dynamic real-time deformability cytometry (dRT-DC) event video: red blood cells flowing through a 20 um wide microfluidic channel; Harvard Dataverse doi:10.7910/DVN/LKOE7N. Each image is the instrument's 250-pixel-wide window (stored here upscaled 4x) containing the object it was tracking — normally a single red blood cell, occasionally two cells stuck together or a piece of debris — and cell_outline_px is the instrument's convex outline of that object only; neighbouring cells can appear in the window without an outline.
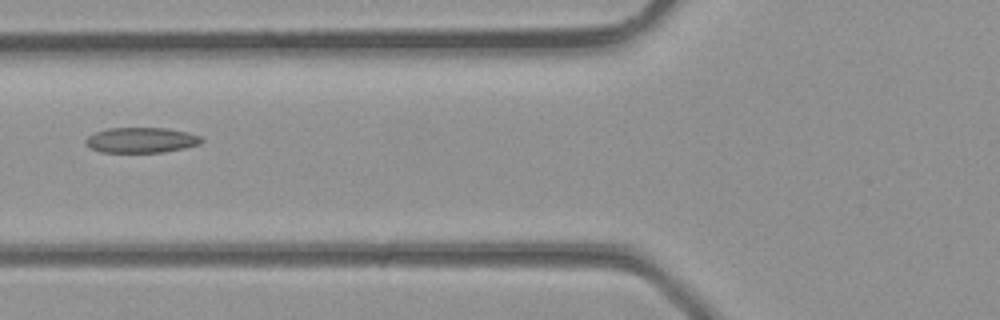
{"species": "common noctule bat (a hibernating species)", "species_latin": "Nyctalus noctula", "temperature_condition": "room temperature", "stored_images_in_passage": 6, "camera_frame_rate_fps": 3000, "um_per_image_px": 0.085, "animal": {"sex": "male", "body_mass_g": 23.1, "forearm_length_mm": 52.7}, "frame": {"image": 1, "passage_image": 6, "time_ms": 1.667, "image_size_px": [1000, 320], "cell_outline_px": [[204, 140], [200, 144], [184, 148], [164, 152], [100, 152], [84, 144], [84, 140], [88, 136], [96, 132], [108, 128], [168, 128], [188, 132], [200, 136]], "centroid_in_image_um": [12.01, 11.91], "position_along_channel_um": 113.8, "area_um2": 17.17}}